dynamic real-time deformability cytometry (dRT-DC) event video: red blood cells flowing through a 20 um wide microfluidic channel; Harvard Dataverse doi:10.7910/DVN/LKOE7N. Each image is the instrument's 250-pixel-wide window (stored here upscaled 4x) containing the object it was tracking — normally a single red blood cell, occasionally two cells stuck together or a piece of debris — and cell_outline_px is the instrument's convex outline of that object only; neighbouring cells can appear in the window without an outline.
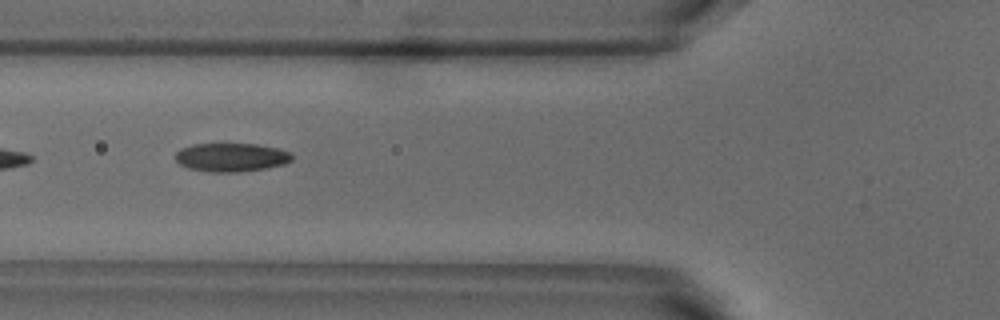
{"species": "common noctule bat (a hibernating species)", "species_latin": "Nyctalus noctula", "temperature_condition": "warm", "stored_images_in_passage": 5, "camera_frame_rate_fps": 3000, "um_per_image_px": 0.085, "animal": {"sex": "male", "body_mass_g": 18.8}, "frame": {"image": 1, "passage_image": 2, "time_ms": 0.333, "image_size_px": [1000, 320], "cell_outline_px": [[292, 160], [284, 164], [264, 168], [236, 172], [212, 172], [188, 168], [180, 164], [176, 160], [176, 152], [180, 148], [192, 144], [256, 144], [276, 148], [288, 152], [292, 156]], "centroid_in_image_um": [19.62, 13.37], "position_along_channel_um": 106.2, "area_um2": 19.19}}
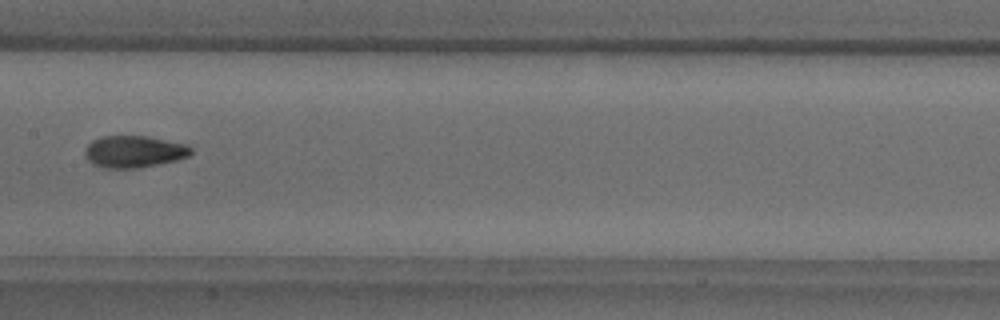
{"frame": {"image": 2, "passage_image": 4, "time_ms": 1.0, "image_size_px": [1000, 320], "cell_outline_px": [[192, 152], [188, 156], [176, 160], [136, 168], [104, 168], [92, 164], [88, 160], [84, 152], [84, 148], [92, 140], [100, 136], [148, 136], [188, 144], [192, 148]], "centroid_in_image_um": [11.37, 12.87], "position_along_channel_um": 196.0, "area_um2": 19.83}}